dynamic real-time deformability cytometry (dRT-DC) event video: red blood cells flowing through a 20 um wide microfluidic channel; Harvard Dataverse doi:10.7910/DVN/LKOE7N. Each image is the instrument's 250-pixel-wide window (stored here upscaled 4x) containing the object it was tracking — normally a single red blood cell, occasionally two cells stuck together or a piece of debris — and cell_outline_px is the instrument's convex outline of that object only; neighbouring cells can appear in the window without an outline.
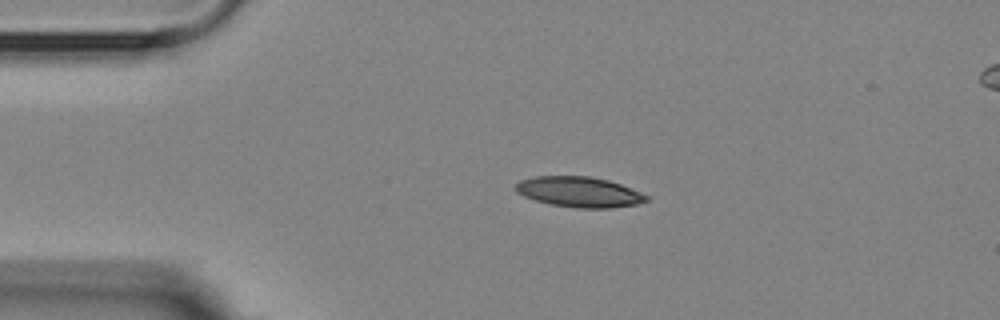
{"species": "Egyptian fruit bat (a non-hibernating species)", "species_latin": "Rousettus aegyptiacus", "temperature_condition": "room temperature", "stored_images_in_passage": 4, "segment_of_instrument_passage": [1, 2], "camera_frame_rate_fps": 3000, "um_per_image_px": 0.085, "animal": {"sex": "female"}, "frame": {"image": 1, "passage_image": 3, "time_ms": 2.333, "image_size_px": [1000, 320], "cell_outline_px": [[648, 200], [636, 204], [612, 208], [576, 208], [548, 204], [524, 196], [516, 192], [516, 184], [520, 180], [536, 176], [588, 176], [608, 180], [620, 184], [640, 192], [648, 196]], "centroid_in_image_um": [49.22, 16.32], "position_along_channel_um": 35.8, "area_um2": 23.06}}